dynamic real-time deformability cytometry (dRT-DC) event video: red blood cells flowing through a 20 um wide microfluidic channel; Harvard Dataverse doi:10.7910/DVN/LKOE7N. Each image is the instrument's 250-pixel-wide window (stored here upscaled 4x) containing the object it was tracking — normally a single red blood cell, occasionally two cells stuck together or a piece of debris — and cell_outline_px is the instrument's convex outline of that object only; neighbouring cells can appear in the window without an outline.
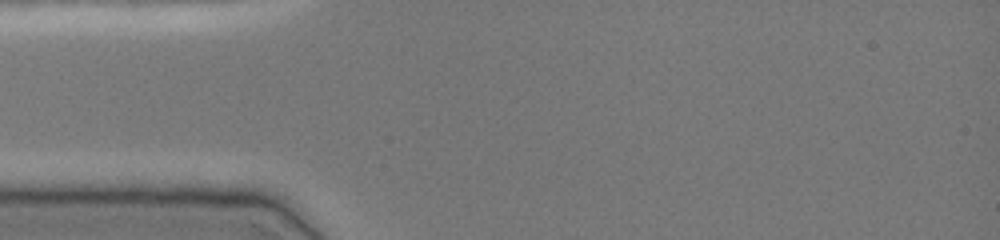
{"species": "common noctule bat (a hibernating species)", "species_latin": "Nyctalus noctula", "temperature_condition": "cold", "stored_images_in_passage": 3, "camera_frame_rate_fps": 3000, "um_per_image_px": 0.085, "animal": {"sex": "female", "body_mass_g": 19.0, "forearm_length_mm": 51.5}, "frame": {"image": 1, "passage_image": 1, "time_ms": 0.0, "image_size_px": [1000, 240], "cell_outline_px": [[252, 148], [236, 152], [152, 152], [108, 148], [112, 144], [136, 140], [224, 140]], "centroid_in_image_um": [15.33, 12.42], "position_along_channel_um": 69.7, "area_um2": 10.29}}